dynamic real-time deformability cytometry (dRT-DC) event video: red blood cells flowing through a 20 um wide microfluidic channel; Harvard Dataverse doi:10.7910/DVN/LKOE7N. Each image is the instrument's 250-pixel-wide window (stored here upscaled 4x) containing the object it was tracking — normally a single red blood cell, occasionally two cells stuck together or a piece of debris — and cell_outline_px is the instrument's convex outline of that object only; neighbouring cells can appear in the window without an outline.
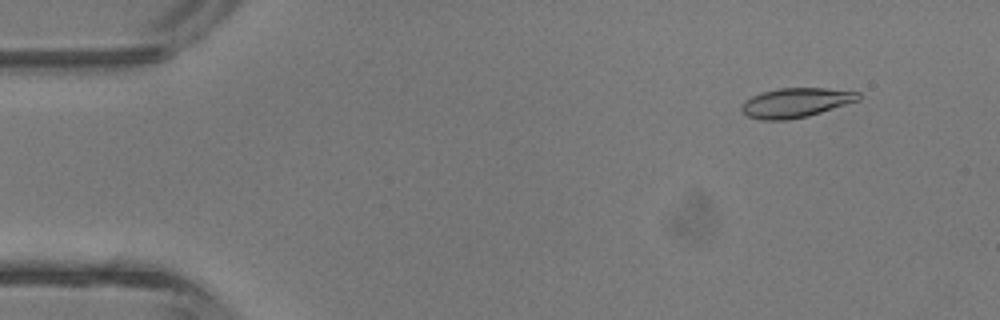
{"species": "common noctule bat (a hibernating species)", "species_latin": "Nyctalus noctula", "temperature_condition": "room temperature", "stored_images_in_passage": 5, "camera_frame_rate_fps": 3000, "um_per_image_px": 0.085, "animal": {"sex": "male", "body_mass_g": 13.3}, "frame": {"image": 1, "passage_image": 2, "time_ms": 1.333, "image_size_px": [1000, 320], "cell_outline_px": [[860, 100], [808, 116], [788, 120], [760, 120], [748, 116], [740, 108], [744, 100], [752, 96], [764, 92], [780, 88], [824, 88], [860, 92]], "centroid_in_image_um": [67.64, 8.73], "position_along_channel_um": 17.4, "area_um2": 20.0}}